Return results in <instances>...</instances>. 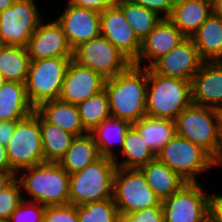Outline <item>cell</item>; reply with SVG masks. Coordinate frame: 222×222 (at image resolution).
Listing matches in <instances>:
<instances>
[{
  "mask_svg": "<svg viewBox=\"0 0 222 222\" xmlns=\"http://www.w3.org/2000/svg\"><path fill=\"white\" fill-rule=\"evenodd\" d=\"M130 125L126 120L109 116L90 132L101 156L114 158L116 152L121 151L125 133ZM115 147L119 150L115 151Z\"/></svg>",
  "mask_w": 222,
  "mask_h": 222,
  "instance_id": "24",
  "label": "cell"
},
{
  "mask_svg": "<svg viewBox=\"0 0 222 222\" xmlns=\"http://www.w3.org/2000/svg\"><path fill=\"white\" fill-rule=\"evenodd\" d=\"M5 80L3 78V76L0 73V87L4 84Z\"/></svg>",
  "mask_w": 222,
  "mask_h": 222,
  "instance_id": "48",
  "label": "cell"
},
{
  "mask_svg": "<svg viewBox=\"0 0 222 222\" xmlns=\"http://www.w3.org/2000/svg\"><path fill=\"white\" fill-rule=\"evenodd\" d=\"M17 121H0V145L6 147L15 131Z\"/></svg>",
  "mask_w": 222,
  "mask_h": 222,
  "instance_id": "41",
  "label": "cell"
},
{
  "mask_svg": "<svg viewBox=\"0 0 222 222\" xmlns=\"http://www.w3.org/2000/svg\"><path fill=\"white\" fill-rule=\"evenodd\" d=\"M156 158L187 183H198V174L215 168V159L206 150L177 134L156 154Z\"/></svg>",
  "mask_w": 222,
  "mask_h": 222,
  "instance_id": "6",
  "label": "cell"
},
{
  "mask_svg": "<svg viewBox=\"0 0 222 222\" xmlns=\"http://www.w3.org/2000/svg\"><path fill=\"white\" fill-rule=\"evenodd\" d=\"M118 7L122 10L125 19L140 41H142L162 19L155 12L141 5L134 4L129 0L123 1Z\"/></svg>",
  "mask_w": 222,
  "mask_h": 222,
  "instance_id": "31",
  "label": "cell"
},
{
  "mask_svg": "<svg viewBox=\"0 0 222 222\" xmlns=\"http://www.w3.org/2000/svg\"><path fill=\"white\" fill-rule=\"evenodd\" d=\"M77 107L81 123L88 133L111 116L109 100L105 89L80 102Z\"/></svg>",
  "mask_w": 222,
  "mask_h": 222,
  "instance_id": "32",
  "label": "cell"
},
{
  "mask_svg": "<svg viewBox=\"0 0 222 222\" xmlns=\"http://www.w3.org/2000/svg\"><path fill=\"white\" fill-rule=\"evenodd\" d=\"M113 201L119 214L161 206V199L149 187L141 169L117 168L113 181Z\"/></svg>",
  "mask_w": 222,
  "mask_h": 222,
  "instance_id": "8",
  "label": "cell"
},
{
  "mask_svg": "<svg viewBox=\"0 0 222 222\" xmlns=\"http://www.w3.org/2000/svg\"><path fill=\"white\" fill-rule=\"evenodd\" d=\"M3 46H4V44H3L2 40L0 39V50Z\"/></svg>",
  "mask_w": 222,
  "mask_h": 222,
  "instance_id": "50",
  "label": "cell"
},
{
  "mask_svg": "<svg viewBox=\"0 0 222 222\" xmlns=\"http://www.w3.org/2000/svg\"><path fill=\"white\" fill-rule=\"evenodd\" d=\"M192 103L222 111V61L202 63L192 80Z\"/></svg>",
  "mask_w": 222,
  "mask_h": 222,
  "instance_id": "19",
  "label": "cell"
},
{
  "mask_svg": "<svg viewBox=\"0 0 222 222\" xmlns=\"http://www.w3.org/2000/svg\"><path fill=\"white\" fill-rule=\"evenodd\" d=\"M191 38L204 62L222 61V18L212 13Z\"/></svg>",
  "mask_w": 222,
  "mask_h": 222,
  "instance_id": "23",
  "label": "cell"
},
{
  "mask_svg": "<svg viewBox=\"0 0 222 222\" xmlns=\"http://www.w3.org/2000/svg\"><path fill=\"white\" fill-rule=\"evenodd\" d=\"M65 7L56 20L73 50L82 43L101 35L100 13L71 5L69 2Z\"/></svg>",
  "mask_w": 222,
  "mask_h": 222,
  "instance_id": "15",
  "label": "cell"
},
{
  "mask_svg": "<svg viewBox=\"0 0 222 222\" xmlns=\"http://www.w3.org/2000/svg\"><path fill=\"white\" fill-rule=\"evenodd\" d=\"M73 57L30 60L25 82L26 95L36 109L41 103L58 99L68 65Z\"/></svg>",
  "mask_w": 222,
  "mask_h": 222,
  "instance_id": "7",
  "label": "cell"
},
{
  "mask_svg": "<svg viewBox=\"0 0 222 222\" xmlns=\"http://www.w3.org/2000/svg\"><path fill=\"white\" fill-rule=\"evenodd\" d=\"M212 14V2L206 0H174L168 18L186 38H191Z\"/></svg>",
  "mask_w": 222,
  "mask_h": 222,
  "instance_id": "20",
  "label": "cell"
},
{
  "mask_svg": "<svg viewBox=\"0 0 222 222\" xmlns=\"http://www.w3.org/2000/svg\"><path fill=\"white\" fill-rule=\"evenodd\" d=\"M100 157L93 136L87 133L82 136H75L69 149L58 163L70 175L83 170L88 164L93 163Z\"/></svg>",
  "mask_w": 222,
  "mask_h": 222,
  "instance_id": "27",
  "label": "cell"
},
{
  "mask_svg": "<svg viewBox=\"0 0 222 222\" xmlns=\"http://www.w3.org/2000/svg\"><path fill=\"white\" fill-rule=\"evenodd\" d=\"M30 64L26 47L4 45L0 50V73L5 81L25 83Z\"/></svg>",
  "mask_w": 222,
  "mask_h": 222,
  "instance_id": "29",
  "label": "cell"
},
{
  "mask_svg": "<svg viewBox=\"0 0 222 222\" xmlns=\"http://www.w3.org/2000/svg\"><path fill=\"white\" fill-rule=\"evenodd\" d=\"M106 78L100 73L70 61L62 83L59 100L78 105L104 90Z\"/></svg>",
  "mask_w": 222,
  "mask_h": 222,
  "instance_id": "14",
  "label": "cell"
},
{
  "mask_svg": "<svg viewBox=\"0 0 222 222\" xmlns=\"http://www.w3.org/2000/svg\"><path fill=\"white\" fill-rule=\"evenodd\" d=\"M40 129L44 162H59L69 149L75 135L48 123L41 115Z\"/></svg>",
  "mask_w": 222,
  "mask_h": 222,
  "instance_id": "30",
  "label": "cell"
},
{
  "mask_svg": "<svg viewBox=\"0 0 222 222\" xmlns=\"http://www.w3.org/2000/svg\"><path fill=\"white\" fill-rule=\"evenodd\" d=\"M185 38L168 18H162L141 41L140 54L133 64L149 68L156 60L175 48Z\"/></svg>",
  "mask_w": 222,
  "mask_h": 222,
  "instance_id": "18",
  "label": "cell"
},
{
  "mask_svg": "<svg viewBox=\"0 0 222 222\" xmlns=\"http://www.w3.org/2000/svg\"><path fill=\"white\" fill-rule=\"evenodd\" d=\"M6 152L10 167L16 174L44 162L40 114L36 110L16 122L15 131L6 146Z\"/></svg>",
  "mask_w": 222,
  "mask_h": 222,
  "instance_id": "9",
  "label": "cell"
},
{
  "mask_svg": "<svg viewBox=\"0 0 222 222\" xmlns=\"http://www.w3.org/2000/svg\"><path fill=\"white\" fill-rule=\"evenodd\" d=\"M23 200L22 189L15 178L9 185L0 191V220L8 221L11 214Z\"/></svg>",
  "mask_w": 222,
  "mask_h": 222,
  "instance_id": "34",
  "label": "cell"
},
{
  "mask_svg": "<svg viewBox=\"0 0 222 222\" xmlns=\"http://www.w3.org/2000/svg\"><path fill=\"white\" fill-rule=\"evenodd\" d=\"M77 216L79 222H120V215L113 199L77 206Z\"/></svg>",
  "mask_w": 222,
  "mask_h": 222,
  "instance_id": "33",
  "label": "cell"
},
{
  "mask_svg": "<svg viewBox=\"0 0 222 222\" xmlns=\"http://www.w3.org/2000/svg\"><path fill=\"white\" fill-rule=\"evenodd\" d=\"M101 35L134 62L141 51V41L118 6H109L100 13Z\"/></svg>",
  "mask_w": 222,
  "mask_h": 222,
  "instance_id": "16",
  "label": "cell"
},
{
  "mask_svg": "<svg viewBox=\"0 0 222 222\" xmlns=\"http://www.w3.org/2000/svg\"><path fill=\"white\" fill-rule=\"evenodd\" d=\"M191 104L192 82L147 68L146 115L175 120Z\"/></svg>",
  "mask_w": 222,
  "mask_h": 222,
  "instance_id": "3",
  "label": "cell"
},
{
  "mask_svg": "<svg viewBox=\"0 0 222 222\" xmlns=\"http://www.w3.org/2000/svg\"><path fill=\"white\" fill-rule=\"evenodd\" d=\"M45 209L41 203L23 199L8 222H43Z\"/></svg>",
  "mask_w": 222,
  "mask_h": 222,
  "instance_id": "35",
  "label": "cell"
},
{
  "mask_svg": "<svg viewBox=\"0 0 222 222\" xmlns=\"http://www.w3.org/2000/svg\"><path fill=\"white\" fill-rule=\"evenodd\" d=\"M208 217L213 222H222V195L217 193L209 194Z\"/></svg>",
  "mask_w": 222,
  "mask_h": 222,
  "instance_id": "39",
  "label": "cell"
},
{
  "mask_svg": "<svg viewBox=\"0 0 222 222\" xmlns=\"http://www.w3.org/2000/svg\"><path fill=\"white\" fill-rule=\"evenodd\" d=\"M218 166L221 167L222 166V140H221V147L219 150V153L217 155V157L215 158V167Z\"/></svg>",
  "mask_w": 222,
  "mask_h": 222,
  "instance_id": "46",
  "label": "cell"
},
{
  "mask_svg": "<svg viewBox=\"0 0 222 222\" xmlns=\"http://www.w3.org/2000/svg\"><path fill=\"white\" fill-rule=\"evenodd\" d=\"M203 62L192 38H185L150 68L160 75L192 82Z\"/></svg>",
  "mask_w": 222,
  "mask_h": 222,
  "instance_id": "13",
  "label": "cell"
},
{
  "mask_svg": "<svg viewBox=\"0 0 222 222\" xmlns=\"http://www.w3.org/2000/svg\"><path fill=\"white\" fill-rule=\"evenodd\" d=\"M37 0H16L0 13V39L4 45L27 47L32 34L44 19Z\"/></svg>",
  "mask_w": 222,
  "mask_h": 222,
  "instance_id": "11",
  "label": "cell"
},
{
  "mask_svg": "<svg viewBox=\"0 0 222 222\" xmlns=\"http://www.w3.org/2000/svg\"><path fill=\"white\" fill-rule=\"evenodd\" d=\"M134 4L141 5L161 18H169L173 9L174 0H129Z\"/></svg>",
  "mask_w": 222,
  "mask_h": 222,
  "instance_id": "38",
  "label": "cell"
},
{
  "mask_svg": "<svg viewBox=\"0 0 222 222\" xmlns=\"http://www.w3.org/2000/svg\"><path fill=\"white\" fill-rule=\"evenodd\" d=\"M25 83L5 81L0 87V121H20L34 112Z\"/></svg>",
  "mask_w": 222,
  "mask_h": 222,
  "instance_id": "22",
  "label": "cell"
},
{
  "mask_svg": "<svg viewBox=\"0 0 222 222\" xmlns=\"http://www.w3.org/2000/svg\"><path fill=\"white\" fill-rule=\"evenodd\" d=\"M0 171L14 172L8 162L6 147L0 145Z\"/></svg>",
  "mask_w": 222,
  "mask_h": 222,
  "instance_id": "42",
  "label": "cell"
},
{
  "mask_svg": "<svg viewBox=\"0 0 222 222\" xmlns=\"http://www.w3.org/2000/svg\"><path fill=\"white\" fill-rule=\"evenodd\" d=\"M104 89L111 116L134 124L146 115L147 68L132 64L126 71L106 79Z\"/></svg>",
  "mask_w": 222,
  "mask_h": 222,
  "instance_id": "1",
  "label": "cell"
},
{
  "mask_svg": "<svg viewBox=\"0 0 222 222\" xmlns=\"http://www.w3.org/2000/svg\"><path fill=\"white\" fill-rule=\"evenodd\" d=\"M16 0H0V13L11 7Z\"/></svg>",
  "mask_w": 222,
  "mask_h": 222,
  "instance_id": "45",
  "label": "cell"
},
{
  "mask_svg": "<svg viewBox=\"0 0 222 222\" xmlns=\"http://www.w3.org/2000/svg\"><path fill=\"white\" fill-rule=\"evenodd\" d=\"M30 60H40L52 57H73L61 25L55 18L52 21H41L36 31L30 37L27 45Z\"/></svg>",
  "mask_w": 222,
  "mask_h": 222,
  "instance_id": "17",
  "label": "cell"
},
{
  "mask_svg": "<svg viewBox=\"0 0 222 222\" xmlns=\"http://www.w3.org/2000/svg\"><path fill=\"white\" fill-rule=\"evenodd\" d=\"M16 178L15 172H3L0 171V191L3 190Z\"/></svg>",
  "mask_w": 222,
  "mask_h": 222,
  "instance_id": "43",
  "label": "cell"
},
{
  "mask_svg": "<svg viewBox=\"0 0 222 222\" xmlns=\"http://www.w3.org/2000/svg\"><path fill=\"white\" fill-rule=\"evenodd\" d=\"M73 60L100 73L106 79L126 71L133 64L124 53L102 35L75 48Z\"/></svg>",
  "mask_w": 222,
  "mask_h": 222,
  "instance_id": "10",
  "label": "cell"
},
{
  "mask_svg": "<svg viewBox=\"0 0 222 222\" xmlns=\"http://www.w3.org/2000/svg\"><path fill=\"white\" fill-rule=\"evenodd\" d=\"M35 110L48 123L55 124L75 136L88 133L81 123L77 105L54 99L41 103Z\"/></svg>",
  "mask_w": 222,
  "mask_h": 222,
  "instance_id": "21",
  "label": "cell"
},
{
  "mask_svg": "<svg viewBox=\"0 0 222 222\" xmlns=\"http://www.w3.org/2000/svg\"><path fill=\"white\" fill-rule=\"evenodd\" d=\"M16 179L21 185L23 199L44 206L69 204L70 175L58 162H43L23 169L16 174Z\"/></svg>",
  "mask_w": 222,
  "mask_h": 222,
  "instance_id": "2",
  "label": "cell"
},
{
  "mask_svg": "<svg viewBox=\"0 0 222 222\" xmlns=\"http://www.w3.org/2000/svg\"><path fill=\"white\" fill-rule=\"evenodd\" d=\"M149 187L163 201L179 191L187 182L157 158L140 168Z\"/></svg>",
  "mask_w": 222,
  "mask_h": 222,
  "instance_id": "26",
  "label": "cell"
},
{
  "mask_svg": "<svg viewBox=\"0 0 222 222\" xmlns=\"http://www.w3.org/2000/svg\"><path fill=\"white\" fill-rule=\"evenodd\" d=\"M109 6H118L125 0H105Z\"/></svg>",
  "mask_w": 222,
  "mask_h": 222,
  "instance_id": "47",
  "label": "cell"
},
{
  "mask_svg": "<svg viewBox=\"0 0 222 222\" xmlns=\"http://www.w3.org/2000/svg\"><path fill=\"white\" fill-rule=\"evenodd\" d=\"M203 222H213L209 217L205 219Z\"/></svg>",
  "mask_w": 222,
  "mask_h": 222,
  "instance_id": "49",
  "label": "cell"
},
{
  "mask_svg": "<svg viewBox=\"0 0 222 222\" xmlns=\"http://www.w3.org/2000/svg\"><path fill=\"white\" fill-rule=\"evenodd\" d=\"M117 166L113 158L101 156L83 170L70 174L69 204L83 206L113 199V181Z\"/></svg>",
  "mask_w": 222,
  "mask_h": 222,
  "instance_id": "5",
  "label": "cell"
},
{
  "mask_svg": "<svg viewBox=\"0 0 222 222\" xmlns=\"http://www.w3.org/2000/svg\"><path fill=\"white\" fill-rule=\"evenodd\" d=\"M43 222H79L77 206L72 204L46 206Z\"/></svg>",
  "mask_w": 222,
  "mask_h": 222,
  "instance_id": "36",
  "label": "cell"
},
{
  "mask_svg": "<svg viewBox=\"0 0 222 222\" xmlns=\"http://www.w3.org/2000/svg\"><path fill=\"white\" fill-rule=\"evenodd\" d=\"M212 13L222 18V0H212Z\"/></svg>",
  "mask_w": 222,
  "mask_h": 222,
  "instance_id": "44",
  "label": "cell"
},
{
  "mask_svg": "<svg viewBox=\"0 0 222 222\" xmlns=\"http://www.w3.org/2000/svg\"><path fill=\"white\" fill-rule=\"evenodd\" d=\"M156 155L175 135V121L145 115L133 124Z\"/></svg>",
  "mask_w": 222,
  "mask_h": 222,
  "instance_id": "28",
  "label": "cell"
},
{
  "mask_svg": "<svg viewBox=\"0 0 222 222\" xmlns=\"http://www.w3.org/2000/svg\"><path fill=\"white\" fill-rule=\"evenodd\" d=\"M198 183H187L162 201L164 222H203L208 218L209 193Z\"/></svg>",
  "mask_w": 222,
  "mask_h": 222,
  "instance_id": "12",
  "label": "cell"
},
{
  "mask_svg": "<svg viewBox=\"0 0 222 222\" xmlns=\"http://www.w3.org/2000/svg\"><path fill=\"white\" fill-rule=\"evenodd\" d=\"M120 222H164L162 206H154L128 214H119Z\"/></svg>",
  "mask_w": 222,
  "mask_h": 222,
  "instance_id": "37",
  "label": "cell"
},
{
  "mask_svg": "<svg viewBox=\"0 0 222 222\" xmlns=\"http://www.w3.org/2000/svg\"><path fill=\"white\" fill-rule=\"evenodd\" d=\"M176 134L206 150L214 159L222 140V111L191 104L175 118Z\"/></svg>",
  "mask_w": 222,
  "mask_h": 222,
  "instance_id": "4",
  "label": "cell"
},
{
  "mask_svg": "<svg viewBox=\"0 0 222 222\" xmlns=\"http://www.w3.org/2000/svg\"><path fill=\"white\" fill-rule=\"evenodd\" d=\"M118 156L123 157L122 161ZM155 158L156 155L146 146L137 128L131 124L125 133L123 147L113 160L117 168L140 169Z\"/></svg>",
  "mask_w": 222,
  "mask_h": 222,
  "instance_id": "25",
  "label": "cell"
},
{
  "mask_svg": "<svg viewBox=\"0 0 222 222\" xmlns=\"http://www.w3.org/2000/svg\"><path fill=\"white\" fill-rule=\"evenodd\" d=\"M71 5L102 13L109 7L105 0H66Z\"/></svg>",
  "mask_w": 222,
  "mask_h": 222,
  "instance_id": "40",
  "label": "cell"
}]
</instances>
